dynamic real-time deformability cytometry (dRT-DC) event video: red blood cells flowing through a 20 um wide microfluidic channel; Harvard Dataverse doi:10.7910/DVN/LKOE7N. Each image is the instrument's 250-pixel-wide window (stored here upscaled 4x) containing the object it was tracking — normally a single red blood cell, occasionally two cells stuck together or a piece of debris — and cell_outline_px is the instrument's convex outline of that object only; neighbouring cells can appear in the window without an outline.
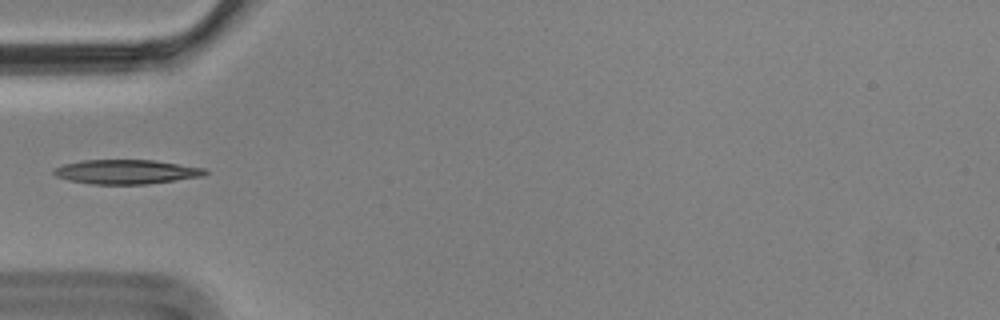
{"species": "Egyptian fruit bat (a non-hibernating species)", "species_latin": "Rousettus aegyptiacus", "temperature_condition": "cold", "stored_images_in_passage": 4, "camera_frame_rate_fps": 3000, "um_per_image_px": 0.085, "animal": {"sex": "male"}, "frame": {"image": 1, "passage_image": 4, "time_ms": 1.0, "image_size_px": [1000, 320], "cell_outline_px": [[208, 172], [204, 176], [148, 184], [92, 184], [68, 180], [56, 176], [52, 172], [52, 168], [64, 164], [80, 160], [152, 160], [204, 168]], "centroid_in_image_um": [10.69, 14.6], "position_along_channel_um": 74.3, "area_um2": 21.44}}